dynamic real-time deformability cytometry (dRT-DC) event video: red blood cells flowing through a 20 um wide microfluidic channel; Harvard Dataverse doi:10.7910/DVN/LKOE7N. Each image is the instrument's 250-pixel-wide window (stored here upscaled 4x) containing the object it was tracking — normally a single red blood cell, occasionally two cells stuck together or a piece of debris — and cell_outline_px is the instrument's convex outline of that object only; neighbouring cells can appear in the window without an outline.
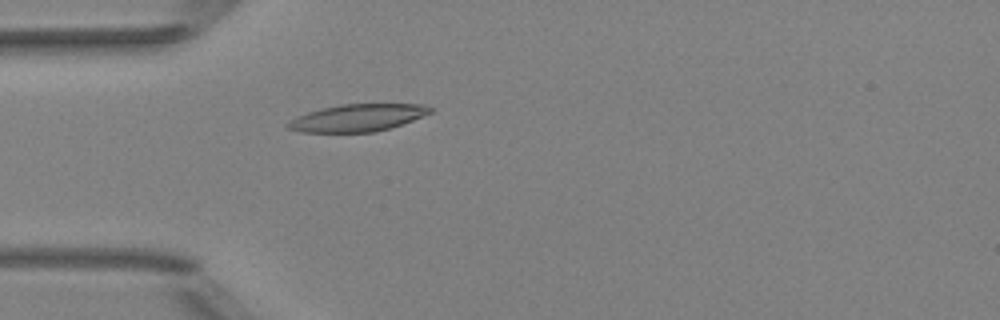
{"species": "Egyptian fruit bat (a non-hibernating species)", "species_latin": "Rousettus aegyptiacus", "temperature_condition": "room temperature", "stored_images_in_passage": 51, "camera_frame_rate_fps": 3000, "um_per_image_px": 0.085, "animal": {"sex": "female"}, "frame": {"image": 1, "passage_image": 15, "time_ms": 4.667, "image_size_px": [1000, 320], "cell_outline_px": [[436, 108], [432, 112], [412, 120], [376, 132], [300, 132], [288, 128], [284, 124], [288, 120], [296, 116], [320, 108], [340, 104], [424, 104]], "centroid_in_image_um": [30.36, 10.0], "position_along_channel_um": 54.6, "area_um2": 22.72}}
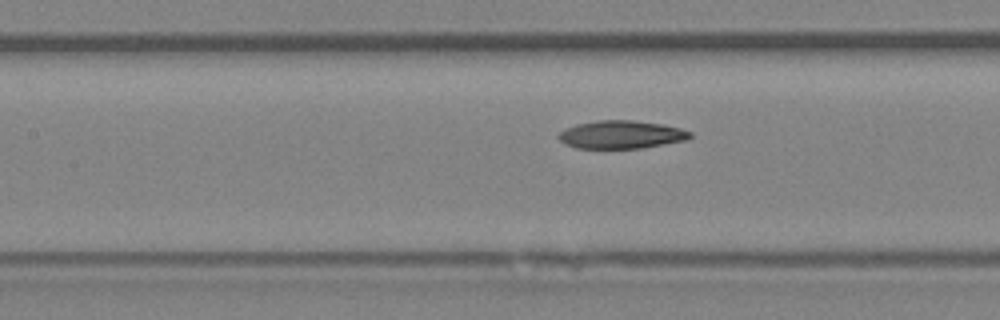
{"frame": {"image": 2, "passage_image": 23, "time_ms": 7.333, "image_size_px": [1000, 320], "cell_outline_px": [[692, 136], [684, 140], [640, 148], [576, 148], [564, 144], [556, 136], [564, 128], [576, 124], [596, 120], [632, 120], [664, 124], [680, 128], [692, 132]], "centroid_in_image_um": [52.76, 11.43], "position_along_channel_um": 154.6, "area_um2": 21.5}}
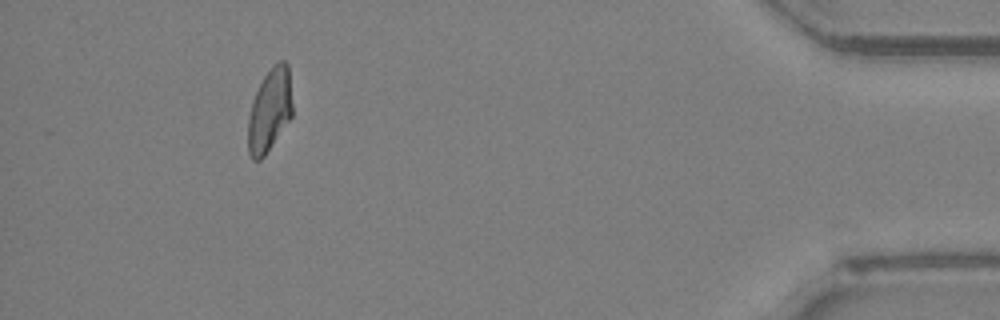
{"frame": {"image": 3, "passage_image": 47, "time_ms": 15.333, "image_size_px": [1000, 320], "cell_outline_px": [[292, 116], [264, 156], [260, 160], [252, 160], [248, 152], [248, 120], [252, 100], [264, 76], [280, 60], [284, 60], [288, 64], [292, 104]], "centroid_in_image_um": [22.91, 9.39], "position_along_channel_um": 412.3, "area_um2": 21.21}, "authors_computed_cell_mechanics": {"area_um2": 21.964, "velocity_mm_per_s": 3.9992, "shape_relaxation_time_tau1_ms": 9.5532, "shape_relaxation_time_tau2_ms": 4.8805, "deformation_change_tau1": 0.2645, "deformation_change_tau2": 0.1281}}